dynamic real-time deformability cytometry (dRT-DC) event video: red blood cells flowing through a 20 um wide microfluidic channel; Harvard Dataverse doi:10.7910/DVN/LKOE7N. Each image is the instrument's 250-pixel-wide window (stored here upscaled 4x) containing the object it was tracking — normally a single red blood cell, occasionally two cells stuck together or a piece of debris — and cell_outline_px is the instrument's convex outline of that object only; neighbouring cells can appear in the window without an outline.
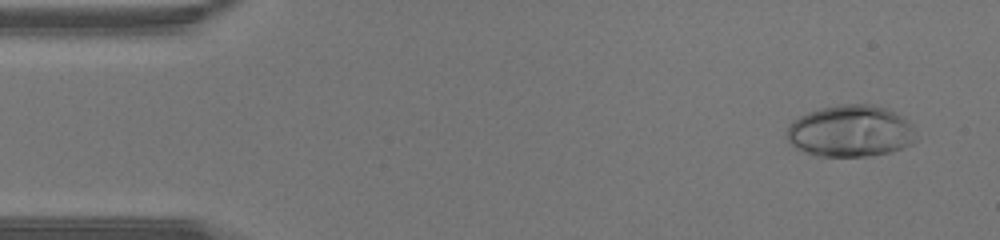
{"species": "human", "species_latin": "Homo sapiens", "temperature_condition": "warm", "stored_images_in_passage": 44, "camera_frame_rate_fps": 3000, "um_per_image_px": 0.085, "donor": {"sex": "male"}, "frame": {"image": 1, "passage_image": 3, "time_ms": 0.667, "image_size_px": [1000, 240], "cell_outline_px": [[920, 136], [912, 144], [892, 152], [872, 156], [816, 156], [804, 152], [796, 148], [788, 140], [784, 132], [800, 116], [808, 112], [840, 104], [872, 104], [884, 108], [908, 120]], "centroid_in_image_um": [72.34, 11.17], "position_along_channel_um": 12.7, "area_um2": 39.13}}
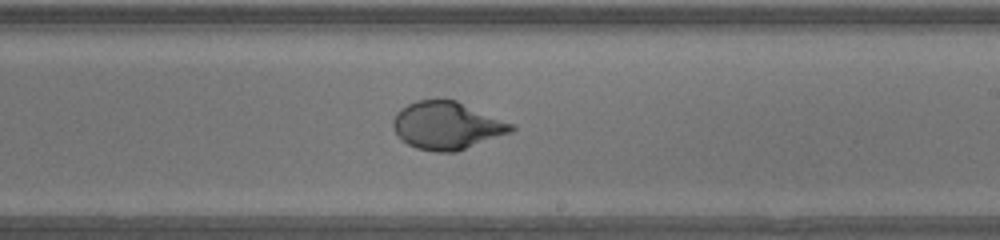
{"frame": {"image": 2, "passage_image": 26, "time_ms": 8.333, "image_size_px": [1000, 240], "cell_outline_px": [[516, 128], [512, 132], [456, 152], [436, 152], [416, 148], [400, 140], [392, 128], [392, 120], [396, 112], [400, 108], [416, 100], [456, 100], [516, 124]], "centroid_in_image_um": [37.99, 10.68], "position_along_channel_um": 251.0, "area_um2": 33.23}}
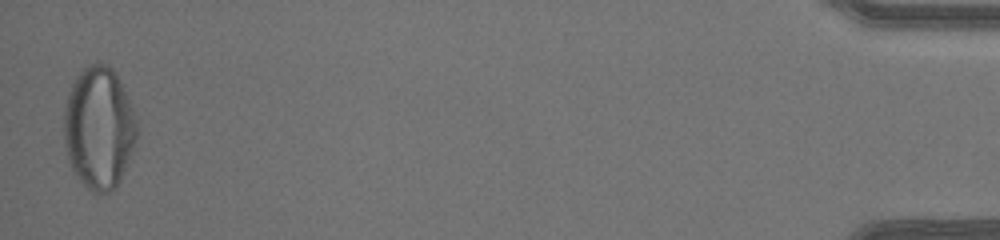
{"frame": {"image": 3, "passage_image": 44, "time_ms": 14.333, "image_size_px": [1000, 240], "cell_outline_px": [[140, 132], [120, 180], [116, 188], [112, 192], [96, 196], [80, 180], [72, 168], [68, 160], [64, 140], [64, 108], [72, 84], [76, 76], [88, 64], [108, 64], [112, 68], [132, 108]], "centroid_in_image_um": [8.41, 10.93], "position_along_channel_um": 426.8, "area_um2": 51.9}}